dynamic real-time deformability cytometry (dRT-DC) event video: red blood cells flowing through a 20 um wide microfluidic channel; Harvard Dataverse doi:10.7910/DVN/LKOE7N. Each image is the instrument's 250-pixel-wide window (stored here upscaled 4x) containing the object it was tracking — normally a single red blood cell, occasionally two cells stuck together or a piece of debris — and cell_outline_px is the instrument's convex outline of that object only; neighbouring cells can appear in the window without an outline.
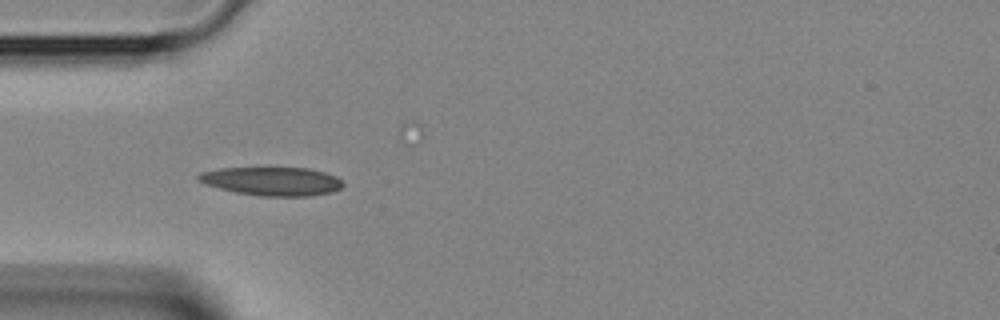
{"species": "Egyptian fruit bat (a non-hibernating species)", "species_latin": "Rousettus aegyptiacus", "temperature_condition": "room temperature", "stored_images_in_passage": 42, "camera_frame_rate_fps": 3000, "um_per_image_px": 0.085, "animal": {"sex": "female"}, "frame": {"image": 1, "passage_image": 12, "time_ms": 3.667, "image_size_px": [1000, 320], "cell_outline_px": [[344, 184], [340, 188], [332, 192], [308, 196], [260, 196], [236, 192], [220, 188], [196, 180], [196, 176], [200, 172], [220, 168], [308, 168], [324, 172], [336, 176]], "centroid_in_image_um": [23.12, 15.4], "position_along_channel_um": 61.9, "area_um2": 23.93}}
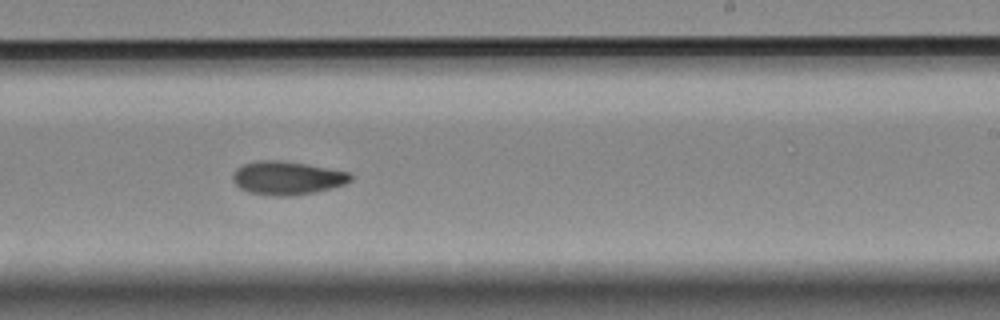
{"frame": {"image": 2, "passage_image": 25, "time_ms": 8.0, "image_size_px": [1000, 320], "cell_outline_px": [[352, 180], [344, 184], [332, 188], [316, 192], [292, 196], [276, 196], [248, 192], [240, 188], [232, 180], [232, 172], [236, 168], [244, 164], [260, 160], [280, 160], [304, 164], [348, 172], [352, 176]], "centroid_in_image_um": [24.37, 15.14], "position_along_channel_um": 264.6, "area_um2": 22.89}}
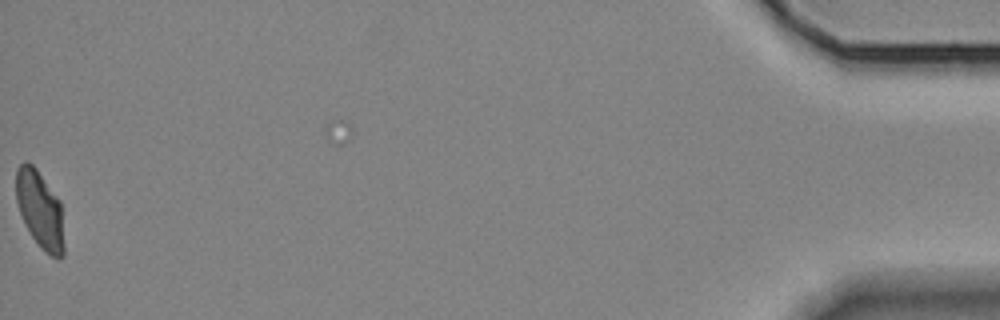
{"frame": {"image": 3, "passage_image": 42, "time_ms": 13.667, "image_size_px": [1000, 320], "cell_outline_px": [[64, 256], [60, 260], [44, 252], [40, 248], [24, 224], [16, 200], [16, 168], [24, 160], [28, 160], [36, 168], [60, 200], [64, 244]], "centroid_in_image_um": [3.39, 17.82], "position_along_channel_um": 431.8, "area_um2": 21.91}}